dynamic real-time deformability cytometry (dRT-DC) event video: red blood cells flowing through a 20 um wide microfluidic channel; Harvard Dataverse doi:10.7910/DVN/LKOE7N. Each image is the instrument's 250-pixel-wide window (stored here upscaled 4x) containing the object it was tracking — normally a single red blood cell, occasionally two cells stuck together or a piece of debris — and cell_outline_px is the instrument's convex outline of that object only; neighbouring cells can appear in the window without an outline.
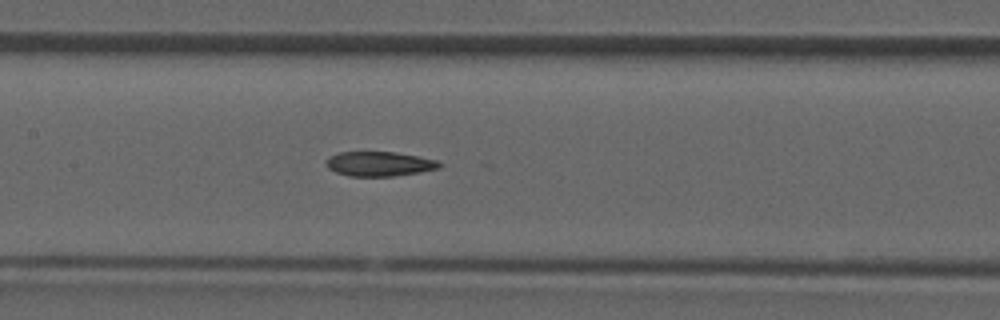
{"species": "common noctule bat (a hibernating species)", "species_latin": "Nyctalus noctula", "temperature_condition": "room temperature", "stored_images_in_passage": 35, "camera_frame_rate_fps": 3000, "um_per_image_px": 0.085, "animal": {"sex": "male", "forearm_length_mm": 52.5}, "frame": {"image": 1, "passage_image": 16, "time_ms": 5.0, "image_size_px": [1000, 320], "cell_outline_px": [[444, 164], [440, 168], [420, 172], [392, 176], [348, 176], [336, 172], [328, 168], [324, 164], [328, 156], [340, 152], [396, 152], [440, 160]], "centroid_in_image_um": [32.27, 13.92], "position_along_channel_um": 175.1, "area_um2": 16.47}}